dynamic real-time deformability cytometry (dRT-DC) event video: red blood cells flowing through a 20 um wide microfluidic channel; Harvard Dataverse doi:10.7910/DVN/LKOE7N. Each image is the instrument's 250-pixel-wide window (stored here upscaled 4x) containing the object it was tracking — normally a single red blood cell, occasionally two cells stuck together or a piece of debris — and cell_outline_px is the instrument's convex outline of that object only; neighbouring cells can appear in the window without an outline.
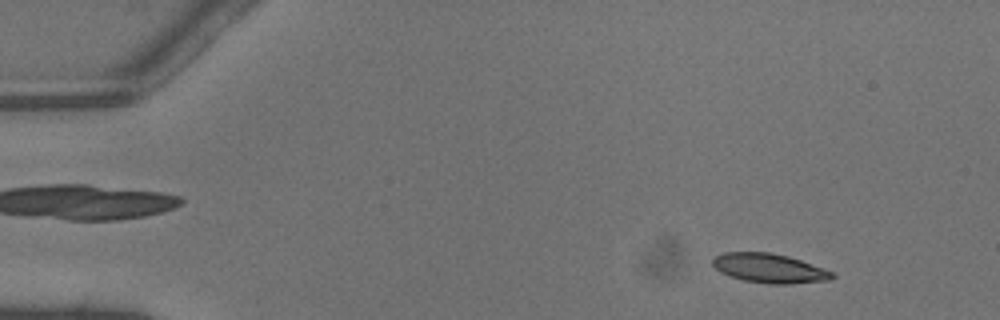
{"species": "common noctule bat (a hibernating species)", "species_latin": "Nyctalus noctula", "temperature_condition": "warm", "stored_images_in_passage": 40, "camera_frame_rate_fps": 3000, "um_per_image_px": 0.085, "animal": {"sex": "male", "body_mass_g": 13.3}, "frame": {"image": 1, "passage_image": 5, "time_ms": 1.333, "image_size_px": [1000, 320], "cell_outline_px": [[836, 276], [832, 280], [792, 284], [768, 284], [744, 280], [720, 272], [712, 264], [712, 260], [716, 256], [724, 252], [772, 252], [788, 256], [800, 260], [832, 272]], "centroid_in_image_um": [65.41, 22.8], "position_along_channel_um": 19.6, "area_um2": 20.35}}
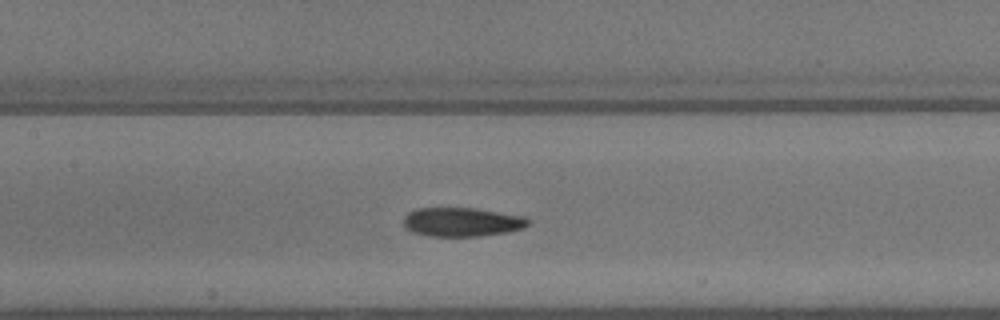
{"frame": {"image": 2, "passage_image": 22, "time_ms": 7.0, "image_size_px": [1000, 320], "cell_outline_px": [[532, 224], [524, 228], [508, 232], [480, 236], [428, 236], [412, 232], [404, 224], [404, 216], [408, 212], [416, 208], [476, 208], [524, 216], [532, 220]], "centroid_in_image_um": [39.32, 18.87], "position_along_channel_um": 168.1, "area_um2": 21.27}}
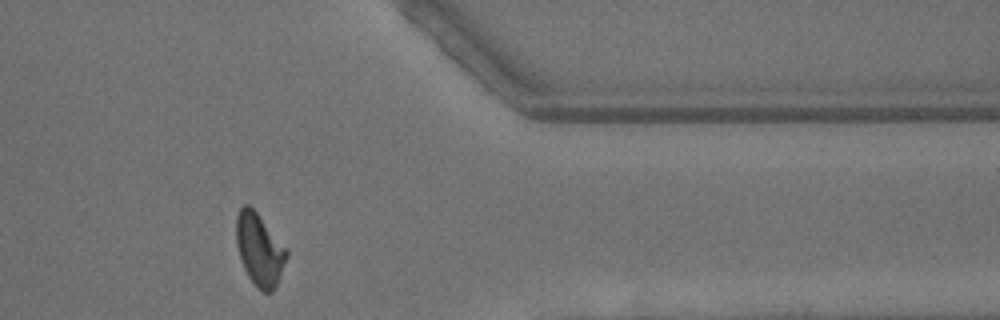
{"frame": {"image": 3, "passage_image": 38, "time_ms": 12.333, "image_size_px": [1000, 320], "cell_outline_px": [[288, 256], [276, 284], [272, 292], [264, 292], [248, 276], [244, 268], [236, 244], [236, 216], [240, 208], [244, 204], [248, 204], [256, 212], [288, 252]], "centroid_in_image_um": [22.03, 21.19], "position_along_channel_um": 389.4, "area_um2": 20.46}, "authors_computed_cell_mechanics": {"area_um2": 21.0103, "velocity_mm_per_s": 4.4844, "shape_relaxation_time_tau1_ms": 5.7406, "shape_relaxation_time_tau2_ms": 2.795, "deformation_change_tau1": 0.2114, "deformation_change_tau2": 0.1101}}